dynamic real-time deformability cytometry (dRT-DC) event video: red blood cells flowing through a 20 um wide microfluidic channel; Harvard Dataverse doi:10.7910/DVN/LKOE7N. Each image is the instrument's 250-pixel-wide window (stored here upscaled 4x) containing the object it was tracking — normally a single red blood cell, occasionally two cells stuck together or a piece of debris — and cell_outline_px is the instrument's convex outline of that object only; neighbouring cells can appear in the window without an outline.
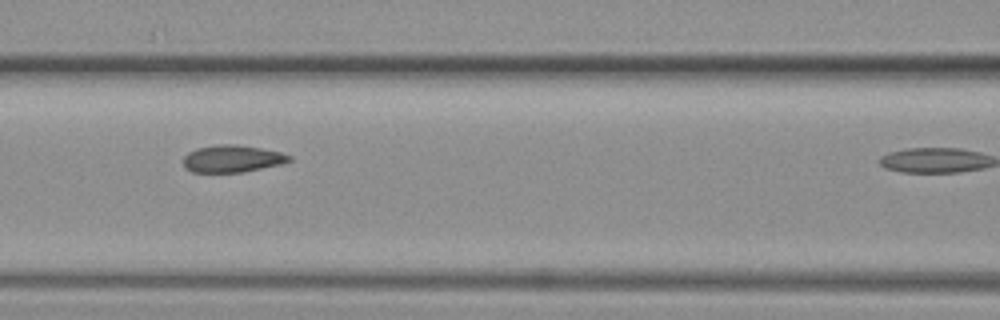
{"species": "common noctule bat (a hibernating species)", "species_latin": "Nyctalus noctula", "temperature_condition": "warm", "stored_images_in_passage": 6, "segment_of_instrument_passage": [1, 2], "camera_frame_rate_fps": 3000, "um_per_image_px": 0.085, "animal": {"sex": "female", "body_mass_g": 19.3, "forearm_length_mm": 54.1}, "frame": {"image": 1, "passage_image": 4, "time_ms": 1.0, "image_size_px": [1000, 320], "cell_outline_px": [[292, 160], [280, 164], [244, 172], [192, 172], [184, 168], [184, 156], [188, 152], [196, 148], [216, 144], [236, 144], [260, 148], [280, 152], [292, 156]], "centroid_in_image_um": [19.72, 13.48], "position_along_channel_um": 146.9, "area_um2": 16.82}}
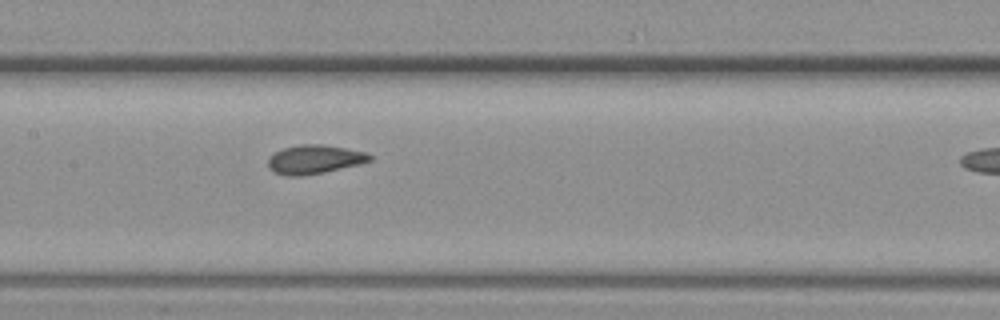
{"frame": {"image": 2, "passage_image": 5, "time_ms": 1.333, "image_size_px": [1000, 320], "cell_outline_px": [[372, 160], [360, 164], [324, 172], [304, 176], [284, 176], [272, 172], [268, 168], [268, 156], [284, 148], [300, 144], [320, 144], [344, 148], [364, 152], [372, 156]], "centroid_in_image_um": [26.68, 13.56], "position_along_channel_um": 180.7, "area_um2": 17.17}}